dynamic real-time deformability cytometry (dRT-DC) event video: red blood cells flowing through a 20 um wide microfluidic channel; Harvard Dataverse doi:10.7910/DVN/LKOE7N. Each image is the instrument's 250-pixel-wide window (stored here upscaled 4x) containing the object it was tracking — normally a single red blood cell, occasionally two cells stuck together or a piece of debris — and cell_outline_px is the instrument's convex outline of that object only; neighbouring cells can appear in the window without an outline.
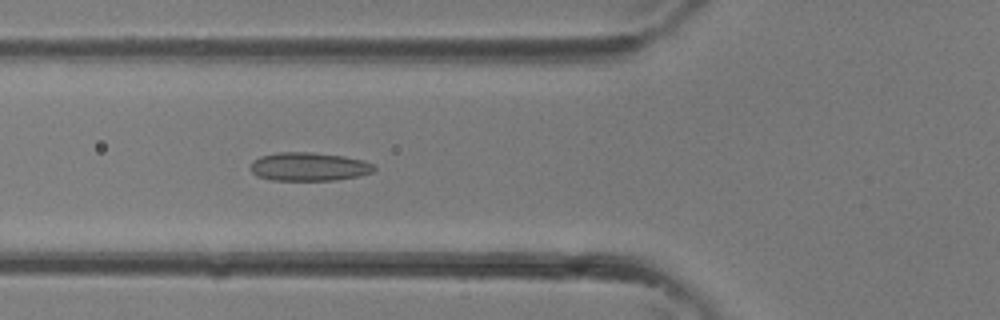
{"species": "common noctule bat (a hibernating species)", "species_latin": "Nyctalus noctula", "temperature_condition": "room temperature", "stored_images_in_passage": 36, "camera_frame_rate_fps": 3000, "um_per_image_px": 0.085, "animal": {"sex": "female"}, "frame": {"image": 1, "passage_image": 13, "time_ms": 4.0, "image_size_px": [1000, 320], "cell_outline_px": [[376, 168], [372, 172], [360, 176], [336, 180], [272, 180], [256, 176], [252, 172], [252, 160], [260, 156], [276, 152], [312, 152], [344, 156], [364, 160], [372, 164]], "centroid_in_image_um": [26.26, 14.16], "position_along_channel_um": 99.5, "area_um2": 20.63}}
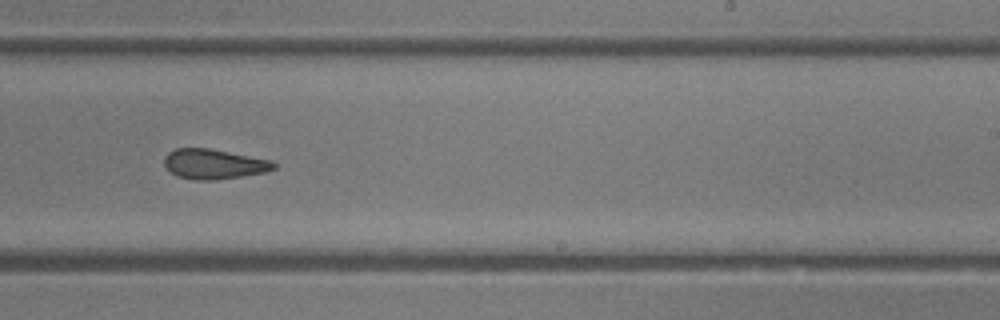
{"frame": {"image": 2, "passage_image": 22, "time_ms": 7.0, "image_size_px": [1000, 320], "cell_outline_px": [[276, 168], [264, 172], [216, 180], [196, 180], [176, 176], [164, 164], [164, 156], [168, 152], [176, 148], [208, 148], [272, 160], [276, 164]], "centroid_in_image_um": [18.17, 13.94], "position_along_channel_um": 270.8, "area_um2": 19.02}}
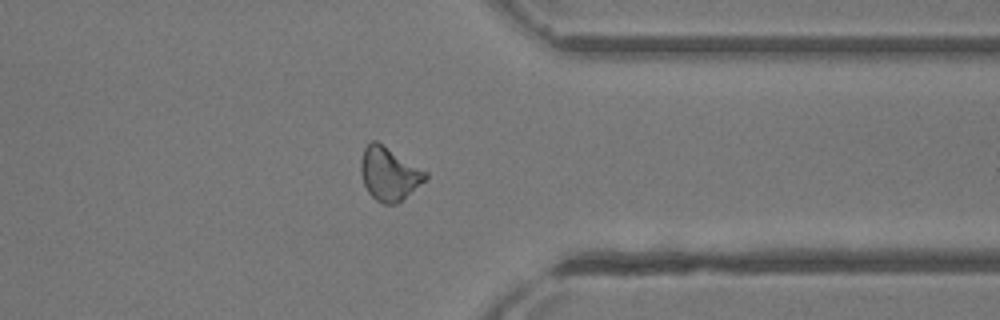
{"frame": {"image": 3, "passage_image": 28, "time_ms": 9.0, "image_size_px": [1000, 320], "cell_outline_px": [[428, 176], [424, 180], [396, 204], [384, 204], [376, 200], [368, 192], [364, 184], [360, 172], [360, 160], [364, 148], [372, 140], [376, 140], [428, 172]], "centroid_in_image_um": [33.04, 14.75], "position_along_channel_um": 378.4, "area_um2": 19.83}}